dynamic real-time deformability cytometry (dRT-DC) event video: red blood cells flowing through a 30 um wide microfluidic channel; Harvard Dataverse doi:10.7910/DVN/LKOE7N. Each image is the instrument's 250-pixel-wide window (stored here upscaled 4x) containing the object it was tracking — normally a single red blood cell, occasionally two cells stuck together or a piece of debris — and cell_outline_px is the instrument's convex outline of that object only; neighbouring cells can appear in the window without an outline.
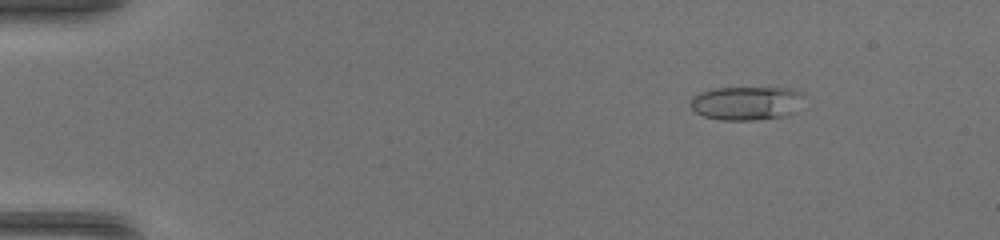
{"species": "common noctule bat (a hibernating species)", "species_latin": "Nyctalus noctula", "temperature_condition": "warm", "stored_images_in_passage": 50, "camera_frame_rate_fps": 3000, "um_per_image_px": 0.085, "animal": {"sex": "female", "body_mass_g": 17.0, "forearm_length_mm": 48.0}, "frame": {"image": 1, "passage_image": 7, "time_ms": 2.0, "image_size_px": [1000, 240], "cell_outline_px": [[808, 108], [796, 112], [780, 116], [756, 120], [720, 120], [704, 116], [696, 112], [688, 104], [700, 92], [712, 88], [792, 88], [800, 92]], "centroid_in_image_um": [63.55, 8.77], "position_along_channel_um": 21.5, "area_um2": 22.72}}
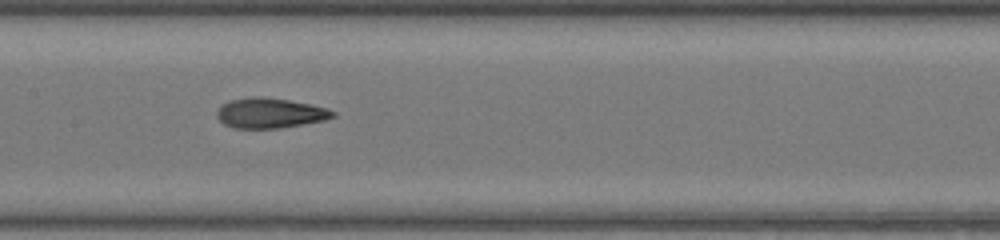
{"frame": {"image": 2, "passage_image": 26, "time_ms": 8.333, "image_size_px": [1000, 240], "cell_outline_px": [[336, 116], [324, 120], [280, 128], [236, 128], [224, 124], [216, 116], [216, 112], [228, 100], [256, 96], [264, 96], [312, 104], [328, 108], [336, 112]], "centroid_in_image_um": [22.97, 9.6], "position_along_channel_um": 184.4, "area_um2": 20.35}}
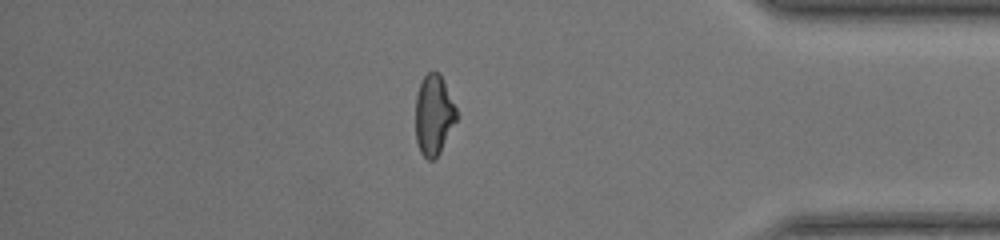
{"frame": {"image": 3, "passage_image": 43, "time_ms": 14.0, "image_size_px": [1000, 240], "cell_outline_px": [[460, 116], [440, 152], [432, 160], [428, 160], [420, 152], [416, 140], [416, 96], [420, 84], [424, 76], [428, 72], [440, 72]], "centroid_in_image_um": [36.9, 9.77], "position_along_channel_um": 398.3, "area_um2": 19.36}, "authors_computed_cell_mechanics": {"area_um2": 20.2011, "velocity_mm_per_s": 4.2664, "shape_relaxation_time_tau1_ms": null, "shape_relaxation_time_tau2_ms": 1.4185, "deformation_change_tau1": null, "deformation_change_tau2": 0.0783}}